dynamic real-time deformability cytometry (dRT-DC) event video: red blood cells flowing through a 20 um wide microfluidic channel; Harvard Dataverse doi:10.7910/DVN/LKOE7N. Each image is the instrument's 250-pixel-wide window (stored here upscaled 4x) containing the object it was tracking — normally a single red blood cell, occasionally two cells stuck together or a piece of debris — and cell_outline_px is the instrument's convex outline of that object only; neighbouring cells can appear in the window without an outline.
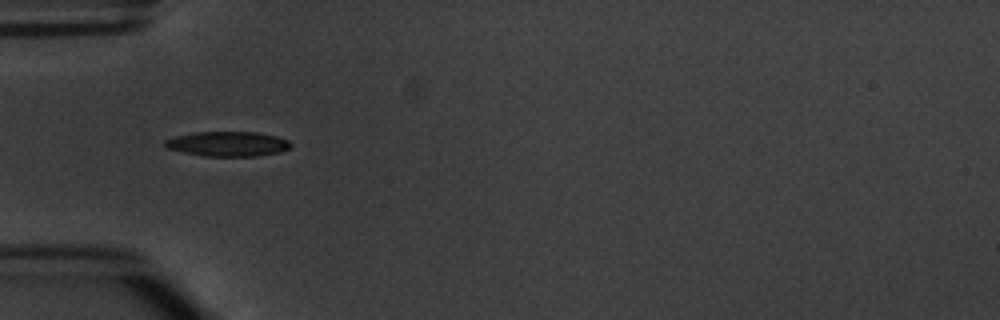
{"species": "common noctule bat (a hibernating species)", "species_latin": "Nyctalus noctula", "temperature_condition": "warm", "stored_images_in_passage": 4, "camera_frame_rate_fps": 3000, "um_per_image_px": 0.085, "animal": {"sex": "male", "body_mass_g": 20.1, "forearm_length_mm": 53.5}, "frame": {"image": 1, "passage_image": 1, "time_ms": 0.0, "image_size_px": [1000, 320], "cell_outline_px": [[292, 144], [288, 148], [280, 152], [256, 156], [204, 156], [184, 152], [168, 148], [164, 144], [164, 140], [176, 136], [196, 132], [256, 132], [276, 136], [288, 140]], "centroid_in_image_um": [19.37, 12.23], "position_along_channel_um": 65.6, "area_um2": 18.03}}
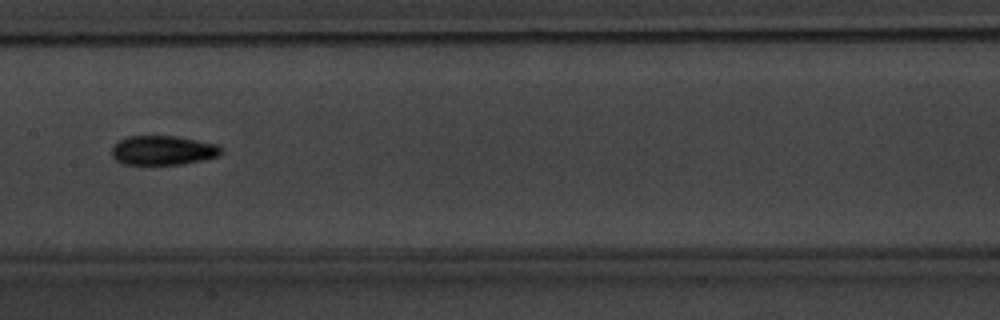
{"frame": {"image": 2, "passage_image": 4, "time_ms": 3.333, "image_size_px": [1000, 320], "cell_outline_px": [[220, 156], [204, 160], [184, 164], [124, 164], [116, 160], [112, 156], [112, 144], [128, 136], [176, 136], [216, 144], [220, 148]], "centroid_in_image_um": [13.83, 12.78], "position_along_channel_um": 193.6, "area_um2": 18.67}}